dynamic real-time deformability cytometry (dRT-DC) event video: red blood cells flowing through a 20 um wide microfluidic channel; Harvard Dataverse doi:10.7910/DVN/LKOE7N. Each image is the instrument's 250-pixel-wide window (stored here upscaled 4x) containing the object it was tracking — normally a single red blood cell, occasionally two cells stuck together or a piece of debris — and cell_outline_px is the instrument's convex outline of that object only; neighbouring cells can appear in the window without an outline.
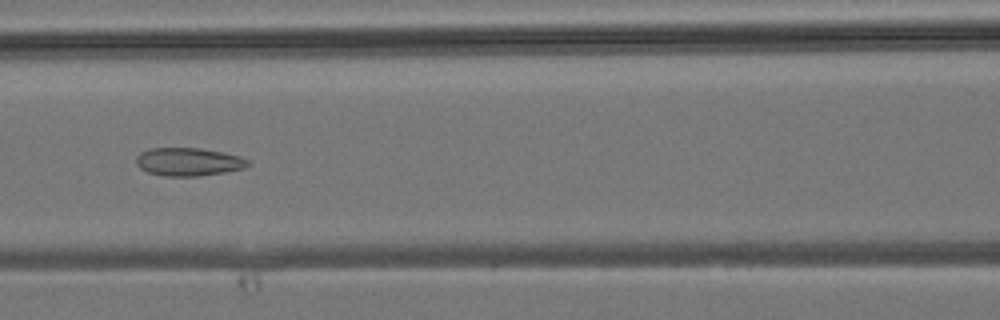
{"species": "common noctule bat (a hibernating species)", "species_latin": "Nyctalus noctula", "temperature_condition": "room temperature", "stored_images_in_passage": 44, "camera_frame_rate_fps": 3000, "um_per_image_px": 0.085, "animal": {"sex": "male", "body_mass_g": 19.2, "forearm_length_mm": 51.8}, "frame": {"image": 1, "passage_image": 19, "time_ms": 6.0, "image_size_px": [1000, 320], "cell_outline_px": [[252, 164], [244, 168], [224, 172], [200, 176], [164, 176], [148, 172], [140, 168], [136, 164], [136, 156], [140, 152], [148, 148], [200, 148], [240, 156], [248, 160]], "centroid_in_image_um": [16.0, 13.75], "position_along_channel_um": 150.6, "area_um2": 18.38}}
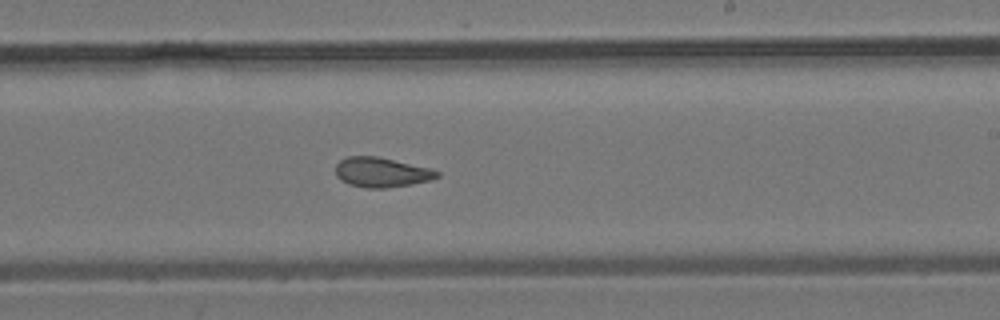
{"frame": {"image": 2, "passage_image": 26, "time_ms": 8.333, "image_size_px": [1000, 320], "cell_outline_px": [[440, 176], [432, 180], [412, 184], [384, 188], [368, 188], [348, 184], [340, 180], [336, 176], [336, 164], [340, 160], [348, 156], [376, 156], [428, 168], [440, 172]], "centroid_in_image_um": [32.41, 14.65], "position_along_channel_um": 256.6, "area_um2": 17.51}}
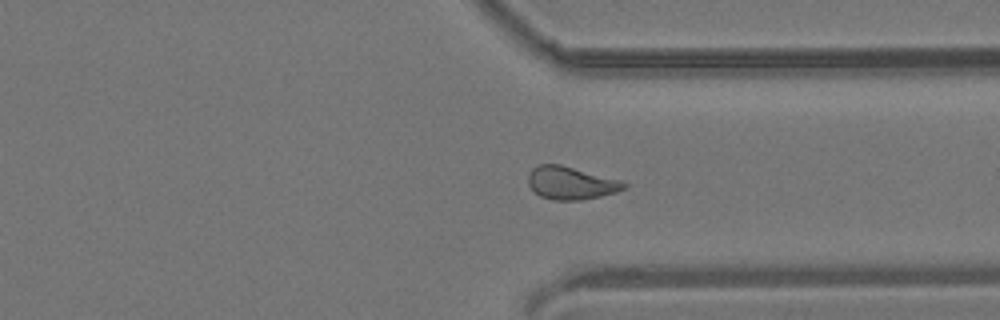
{"frame": {"image": 3, "passage_image": 33, "time_ms": 10.667, "image_size_px": [1000, 320], "cell_outline_px": [[628, 188], [616, 192], [600, 196], [580, 200], [552, 200], [540, 196], [528, 184], [528, 172], [536, 164], [560, 164], [620, 180], [628, 184]], "centroid_in_image_um": [48.52, 15.55], "position_along_channel_um": 362.9, "area_um2": 18.38}}